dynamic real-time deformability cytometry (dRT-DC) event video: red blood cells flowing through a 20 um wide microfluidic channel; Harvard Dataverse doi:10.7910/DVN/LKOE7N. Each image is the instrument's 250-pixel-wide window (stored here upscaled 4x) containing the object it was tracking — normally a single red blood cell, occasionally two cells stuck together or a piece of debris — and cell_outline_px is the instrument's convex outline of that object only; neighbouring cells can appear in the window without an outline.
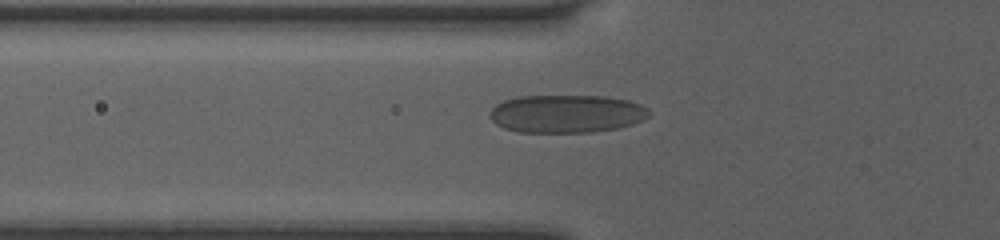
{"species": "human", "species_latin": "Homo sapiens", "temperature_condition": "room temperature", "stored_images_in_passage": 34, "camera_frame_rate_fps": 3000, "um_per_image_px": 0.085, "donor": {"sex": "female"}, "frame": {"image": 1, "passage_image": 2, "time_ms": 0.333, "image_size_px": [1000, 240], "cell_outline_px": [[652, 112], [648, 116], [632, 124], [616, 128], [592, 132], [520, 132], [504, 128], [496, 124], [488, 116], [488, 112], [496, 104], [504, 100], [520, 96], [604, 96], [628, 100], [640, 104], [648, 108]], "centroid_in_image_um": [48.13, 9.66], "position_along_channel_um": 77.7, "area_um2": 35.32}}
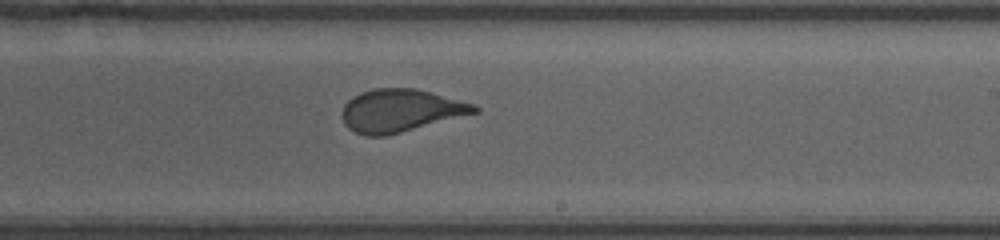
{"frame": {"image": 2, "passage_image": 15, "time_ms": 4.667, "image_size_px": [1000, 240], "cell_outline_px": [[480, 112], [384, 136], [364, 136], [348, 128], [344, 124], [344, 104], [352, 96], [360, 92], [376, 88], [416, 88], [432, 92], [476, 104], [480, 108]], "centroid_in_image_um": [34.08, 9.39], "position_along_channel_um": 254.9, "area_um2": 32.89}}
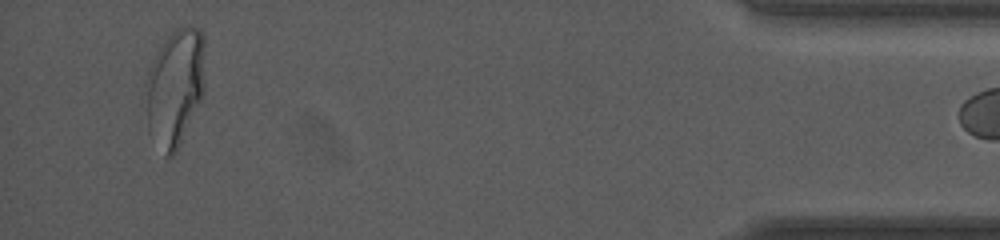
{"frame": {"image": 3, "passage_image": 32, "time_ms": 10.333, "image_size_px": [1000, 240], "cell_outline_px": [[204, 92], [180, 144], [176, 152], [172, 156], [164, 156], [148, 132], [140, 104], [144, 80], [148, 68], [156, 52], [168, 36], [176, 28], [188, 24], [200, 28], [204, 36]], "centroid_in_image_um": [14.79, 7.43], "position_along_channel_um": 420.4, "area_um2": 42.31}}